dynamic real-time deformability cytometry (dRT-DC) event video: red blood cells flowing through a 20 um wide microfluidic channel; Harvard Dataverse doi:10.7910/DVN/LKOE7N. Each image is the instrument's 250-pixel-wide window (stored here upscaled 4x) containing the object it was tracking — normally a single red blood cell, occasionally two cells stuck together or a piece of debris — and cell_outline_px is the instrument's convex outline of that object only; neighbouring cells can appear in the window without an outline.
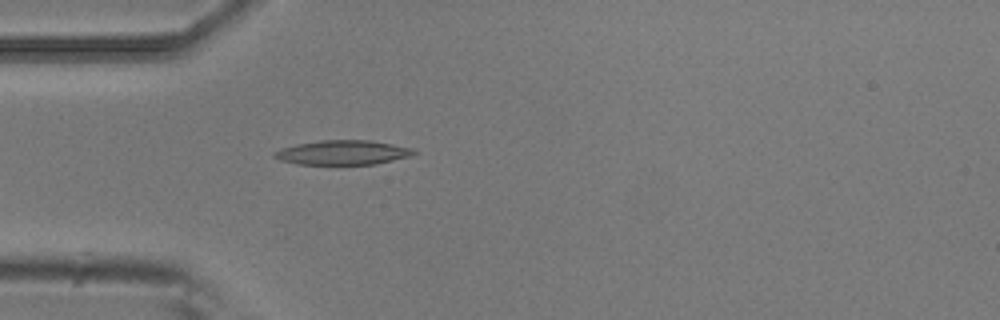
{"species": "common noctule bat (a hibernating species)", "species_latin": "Nyctalus noctula", "temperature_condition": "room temperature", "stored_images_in_passage": 4, "camera_frame_rate_fps": 3000, "um_per_image_px": 0.085, "animal": {"sex": "male", "body_mass_g": 20.5, "forearm_length_mm": 52.5}, "frame": {"image": 1, "passage_image": 4, "time_ms": 1.0, "image_size_px": [1000, 320], "cell_outline_px": [[416, 152], [408, 156], [376, 164], [296, 164], [280, 160], [272, 156], [272, 152], [280, 148], [296, 144], [320, 140], [372, 140], [416, 148]], "centroid_in_image_um": [29.11, 12.95], "position_along_channel_um": 55.9, "area_um2": 20.0}}